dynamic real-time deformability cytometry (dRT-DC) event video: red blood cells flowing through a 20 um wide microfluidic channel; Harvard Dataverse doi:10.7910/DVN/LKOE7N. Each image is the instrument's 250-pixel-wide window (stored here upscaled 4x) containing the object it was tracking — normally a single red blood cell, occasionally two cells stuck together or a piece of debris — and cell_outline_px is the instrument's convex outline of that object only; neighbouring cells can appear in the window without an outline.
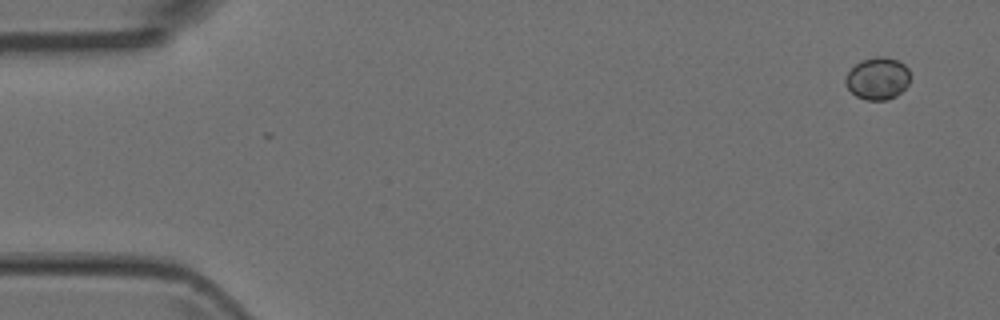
{"species": "Egyptian fruit bat (a non-hibernating species)", "species_latin": "Rousettus aegyptiacus", "temperature_condition": "room temperature", "stored_images_in_passage": 6, "camera_frame_rate_fps": 3000, "um_per_image_px": 0.085, "animal": {"sex": "female"}, "frame": {"image": 1, "passage_image": 1, "time_ms": 0.0, "image_size_px": [1000, 320], "cell_outline_px": [[908, 84], [896, 96], [888, 100], [864, 100], [856, 96], [844, 84], [844, 80], [848, 72], [856, 64], [864, 60], [876, 56], [884, 56], [896, 60], [904, 64], [908, 68]], "centroid_in_image_um": [74.58, 6.68], "position_along_channel_um": 10.4, "area_um2": 15.78}}
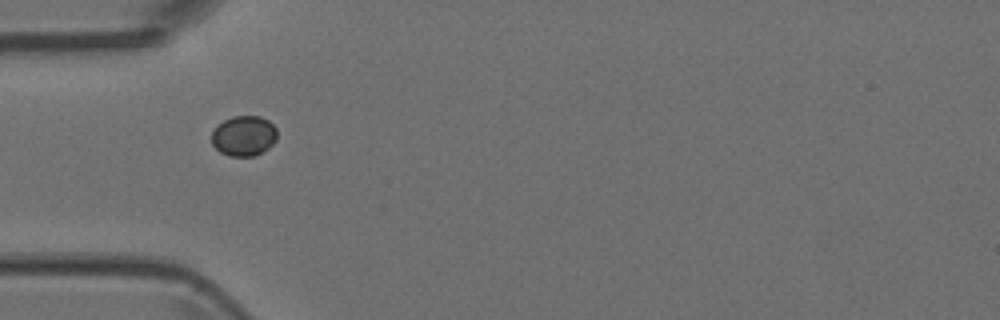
{"frame": {"image": 2, "passage_image": 5, "time_ms": 1.333, "image_size_px": [1000, 320], "cell_outline_px": [[276, 140], [268, 148], [256, 156], [228, 156], [220, 152], [212, 144], [212, 132], [216, 124], [232, 116], [260, 116], [268, 120], [276, 128]], "centroid_in_image_um": [20.71, 11.54], "position_along_channel_um": 64.3, "area_um2": 15.49}}
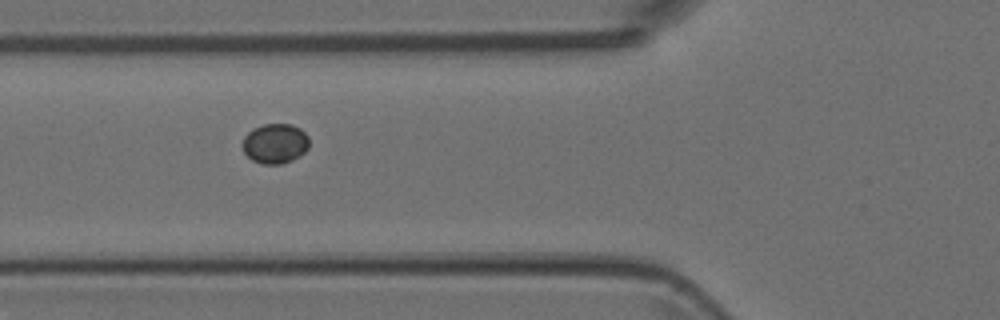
{"frame": {"image": 3, "passage_image": 6, "time_ms": 1.667, "image_size_px": [1000, 320], "cell_outline_px": [[308, 148], [304, 152], [292, 160], [280, 164], [264, 164], [252, 160], [244, 152], [240, 144], [244, 136], [252, 128], [264, 124], [292, 124], [300, 128], [308, 136]], "centroid_in_image_um": [23.35, 12.19], "position_along_channel_um": 102.4, "area_um2": 15.61}}